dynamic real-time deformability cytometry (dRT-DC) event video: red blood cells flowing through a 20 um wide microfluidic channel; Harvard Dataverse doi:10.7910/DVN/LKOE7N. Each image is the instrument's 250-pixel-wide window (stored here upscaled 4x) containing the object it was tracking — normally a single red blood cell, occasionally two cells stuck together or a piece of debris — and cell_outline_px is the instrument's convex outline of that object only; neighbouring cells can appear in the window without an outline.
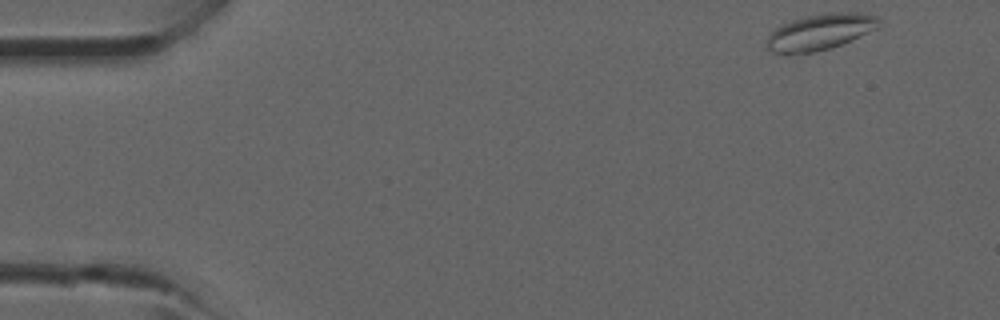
{"species": "common noctule bat (a hibernating species)", "species_latin": "Nyctalus noctula", "temperature_condition": "room temperature", "stored_images_in_passage": 4, "camera_frame_rate_fps": 3000, "um_per_image_px": 0.085, "animal": {"sex": "male", "forearm_length_mm": 52.5}, "frame": {"image": 1, "passage_image": 1, "time_ms": 0.0, "image_size_px": [1000, 320], "cell_outline_px": [[884, 24], [880, 28], [844, 44], [832, 48], [816, 52], [792, 56], [772, 52], [764, 48], [764, 40], [776, 28], [792, 20], [808, 16], [832, 12], [856, 12], [876, 16]], "centroid_in_image_um": [69.71, 2.76], "position_along_channel_um": 15.3, "area_um2": 24.45}}